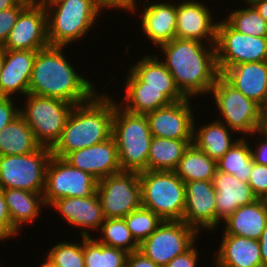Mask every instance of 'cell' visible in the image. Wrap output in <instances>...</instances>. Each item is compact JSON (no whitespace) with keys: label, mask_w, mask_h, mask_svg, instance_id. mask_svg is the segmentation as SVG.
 I'll list each match as a JSON object with an SVG mask.
<instances>
[{"label":"cell","mask_w":267,"mask_h":267,"mask_svg":"<svg viewBox=\"0 0 267 267\" xmlns=\"http://www.w3.org/2000/svg\"><path fill=\"white\" fill-rule=\"evenodd\" d=\"M162 60L186 98L209 95L220 75L215 44L174 38L161 44Z\"/></svg>","instance_id":"1"},{"label":"cell","mask_w":267,"mask_h":267,"mask_svg":"<svg viewBox=\"0 0 267 267\" xmlns=\"http://www.w3.org/2000/svg\"><path fill=\"white\" fill-rule=\"evenodd\" d=\"M67 47L48 46L37 51L30 77L29 94L64 100L79 105L91 100L99 91L89 77L67 61Z\"/></svg>","instance_id":"2"},{"label":"cell","mask_w":267,"mask_h":267,"mask_svg":"<svg viewBox=\"0 0 267 267\" xmlns=\"http://www.w3.org/2000/svg\"><path fill=\"white\" fill-rule=\"evenodd\" d=\"M98 92L86 103L71 110L61 137L51 149L52 155L64 158L68 153L102 143L112 137L114 98Z\"/></svg>","instance_id":"3"},{"label":"cell","mask_w":267,"mask_h":267,"mask_svg":"<svg viewBox=\"0 0 267 267\" xmlns=\"http://www.w3.org/2000/svg\"><path fill=\"white\" fill-rule=\"evenodd\" d=\"M121 171L148 170V153L152 134L146 115L125 111L114 100L113 132Z\"/></svg>","instance_id":"4"},{"label":"cell","mask_w":267,"mask_h":267,"mask_svg":"<svg viewBox=\"0 0 267 267\" xmlns=\"http://www.w3.org/2000/svg\"><path fill=\"white\" fill-rule=\"evenodd\" d=\"M100 13L95 0H62L47 8L49 46L66 47L81 41L94 28Z\"/></svg>","instance_id":"5"},{"label":"cell","mask_w":267,"mask_h":267,"mask_svg":"<svg viewBox=\"0 0 267 267\" xmlns=\"http://www.w3.org/2000/svg\"><path fill=\"white\" fill-rule=\"evenodd\" d=\"M142 206L163 221H182L185 183L174 171L146 170L139 173Z\"/></svg>","instance_id":"6"},{"label":"cell","mask_w":267,"mask_h":267,"mask_svg":"<svg viewBox=\"0 0 267 267\" xmlns=\"http://www.w3.org/2000/svg\"><path fill=\"white\" fill-rule=\"evenodd\" d=\"M216 104L221 118L218 121L227 125L242 138L261 130L262 107L244 96L232 86L221 74L216 79L209 93ZM215 100V101H214ZM222 119V120H221Z\"/></svg>","instance_id":"7"},{"label":"cell","mask_w":267,"mask_h":267,"mask_svg":"<svg viewBox=\"0 0 267 267\" xmlns=\"http://www.w3.org/2000/svg\"><path fill=\"white\" fill-rule=\"evenodd\" d=\"M26 98V99H25ZM20 115L40 146L52 149L61 137L74 105L56 98L27 94ZM25 106V107H24Z\"/></svg>","instance_id":"8"},{"label":"cell","mask_w":267,"mask_h":267,"mask_svg":"<svg viewBox=\"0 0 267 267\" xmlns=\"http://www.w3.org/2000/svg\"><path fill=\"white\" fill-rule=\"evenodd\" d=\"M51 156V149L43 146L24 155L0 156L1 188L43 193L46 168Z\"/></svg>","instance_id":"9"},{"label":"cell","mask_w":267,"mask_h":267,"mask_svg":"<svg viewBox=\"0 0 267 267\" xmlns=\"http://www.w3.org/2000/svg\"><path fill=\"white\" fill-rule=\"evenodd\" d=\"M215 49L220 74L236 64L267 61V37L245 35L224 19L218 21Z\"/></svg>","instance_id":"10"},{"label":"cell","mask_w":267,"mask_h":267,"mask_svg":"<svg viewBox=\"0 0 267 267\" xmlns=\"http://www.w3.org/2000/svg\"><path fill=\"white\" fill-rule=\"evenodd\" d=\"M97 185L94 176L52 155L46 168L43 200L49 207L60 198L90 197L97 192Z\"/></svg>","instance_id":"11"},{"label":"cell","mask_w":267,"mask_h":267,"mask_svg":"<svg viewBox=\"0 0 267 267\" xmlns=\"http://www.w3.org/2000/svg\"><path fill=\"white\" fill-rule=\"evenodd\" d=\"M198 237L199 233L185 222L165 220L139 245V251L159 267H165L200 240Z\"/></svg>","instance_id":"12"},{"label":"cell","mask_w":267,"mask_h":267,"mask_svg":"<svg viewBox=\"0 0 267 267\" xmlns=\"http://www.w3.org/2000/svg\"><path fill=\"white\" fill-rule=\"evenodd\" d=\"M97 194L105 218H124L142 206L139 173L121 171L102 178Z\"/></svg>","instance_id":"13"},{"label":"cell","mask_w":267,"mask_h":267,"mask_svg":"<svg viewBox=\"0 0 267 267\" xmlns=\"http://www.w3.org/2000/svg\"><path fill=\"white\" fill-rule=\"evenodd\" d=\"M191 101V98H186L147 113L146 116L152 136L166 139L193 140L195 106L191 104Z\"/></svg>","instance_id":"14"},{"label":"cell","mask_w":267,"mask_h":267,"mask_svg":"<svg viewBox=\"0 0 267 267\" xmlns=\"http://www.w3.org/2000/svg\"><path fill=\"white\" fill-rule=\"evenodd\" d=\"M48 46L46 10L28 4L19 13L16 23L2 48L4 50L39 51Z\"/></svg>","instance_id":"15"},{"label":"cell","mask_w":267,"mask_h":267,"mask_svg":"<svg viewBox=\"0 0 267 267\" xmlns=\"http://www.w3.org/2000/svg\"><path fill=\"white\" fill-rule=\"evenodd\" d=\"M204 1L181 0L176 3V38L216 43L218 21Z\"/></svg>","instance_id":"16"},{"label":"cell","mask_w":267,"mask_h":267,"mask_svg":"<svg viewBox=\"0 0 267 267\" xmlns=\"http://www.w3.org/2000/svg\"><path fill=\"white\" fill-rule=\"evenodd\" d=\"M216 191L212 181L185 183V210L182 221L201 231L216 229Z\"/></svg>","instance_id":"17"},{"label":"cell","mask_w":267,"mask_h":267,"mask_svg":"<svg viewBox=\"0 0 267 267\" xmlns=\"http://www.w3.org/2000/svg\"><path fill=\"white\" fill-rule=\"evenodd\" d=\"M71 166L94 176L98 181L102 178L121 172L115 138L74 150L64 158Z\"/></svg>","instance_id":"18"},{"label":"cell","mask_w":267,"mask_h":267,"mask_svg":"<svg viewBox=\"0 0 267 267\" xmlns=\"http://www.w3.org/2000/svg\"><path fill=\"white\" fill-rule=\"evenodd\" d=\"M56 209L69 226L80 229L81 237H92L93 230L99 231L104 222L101 202L97 192L90 197H66L55 200L49 208Z\"/></svg>","instance_id":"19"},{"label":"cell","mask_w":267,"mask_h":267,"mask_svg":"<svg viewBox=\"0 0 267 267\" xmlns=\"http://www.w3.org/2000/svg\"><path fill=\"white\" fill-rule=\"evenodd\" d=\"M37 51L4 50L0 75V97L26 96L29 94L30 77ZM20 94V95H19Z\"/></svg>","instance_id":"20"},{"label":"cell","mask_w":267,"mask_h":267,"mask_svg":"<svg viewBox=\"0 0 267 267\" xmlns=\"http://www.w3.org/2000/svg\"><path fill=\"white\" fill-rule=\"evenodd\" d=\"M212 182L216 191V230L240 206L258 200L248 182H243L232 174L217 170Z\"/></svg>","instance_id":"21"},{"label":"cell","mask_w":267,"mask_h":267,"mask_svg":"<svg viewBox=\"0 0 267 267\" xmlns=\"http://www.w3.org/2000/svg\"><path fill=\"white\" fill-rule=\"evenodd\" d=\"M150 3L149 0H146ZM142 3L141 30L155 48L176 38V2Z\"/></svg>","instance_id":"22"},{"label":"cell","mask_w":267,"mask_h":267,"mask_svg":"<svg viewBox=\"0 0 267 267\" xmlns=\"http://www.w3.org/2000/svg\"><path fill=\"white\" fill-rule=\"evenodd\" d=\"M221 75L244 96L263 107L267 100V61L236 64Z\"/></svg>","instance_id":"23"},{"label":"cell","mask_w":267,"mask_h":267,"mask_svg":"<svg viewBox=\"0 0 267 267\" xmlns=\"http://www.w3.org/2000/svg\"><path fill=\"white\" fill-rule=\"evenodd\" d=\"M214 254L216 267H264L258 240L237 235L222 234Z\"/></svg>","instance_id":"24"},{"label":"cell","mask_w":267,"mask_h":267,"mask_svg":"<svg viewBox=\"0 0 267 267\" xmlns=\"http://www.w3.org/2000/svg\"><path fill=\"white\" fill-rule=\"evenodd\" d=\"M122 83L125 84V95L119 106L127 112L146 115L172 103L164 94V89L144 87V83L130 69Z\"/></svg>","instance_id":"25"},{"label":"cell","mask_w":267,"mask_h":267,"mask_svg":"<svg viewBox=\"0 0 267 267\" xmlns=\"http://www.w3.org/2000/svg\"><path fill=\"white\" fill-rule=\"evenodd\" d=\"M148 54L141 56L137 63L130 65V69L143 83L144 87L164 89V94L172 101H182L186 97L178 89L174 78L162 61L163 57ZM160 58V59H159Z\"/></svg>","instance_id":"26"},{"label":"cell","mask_w":267,"mask_h":267,"mask_svg":"<svg viewBox=\"0 0 267 267\" xmlns=\"http://www.w3.org/2000/svg\"><path fill=\"white\" fill-rule=\"evenodd\" d=\"M267 220V207L262 199L240 206L222 224L223 233L259 240ZM225 224V225H224Z\"/></svg>","instance_id":"27"},{"label":"cell","mask_w":267,"mask_h":267,"mask_svg":"<svg viewBox=\"0 0 267 267\" xmlns=\"http://www.w3.org/2000/svg\"><path fill=\"white\" fill-rule=\"evenodd\" d=\"M193 123V144L216 162L231 148L240 138L232 139L234 131L218 120L198 126L196 118Z\"/></svg>","instance_id":"28"},{"label":"cell","mask_w":267,"mask_h":267,"mask_svg":"<svg viewBox=\"0 0 267 267\" xmlns=\"http://www.w3.org/2000/svg\"><path fill=\"white\" fill-rule=\"evenodd\" d=\"M2 193L6 200L12 225L19 233L22 232L20 230L26 224L28 226L34 223L40 217L41 207H46L43 193L20 189H2Z\"/></svg>","instance_id":"29"},{"label":"cell","mask_w":267,"mask_h":267,"mask_svg":"<svg viewBox=\"0 0 267 267\" xmlns=\"http://www.w3.org/2000/svg\"><path fill=\"white\" fill-rule=\"evenodd\" d=\"M39 147L33 130L21 115L0 131V156L24 155L36 151Z\"/></svg>","instance_id":"30"},{"label":"cell","mask_w":267,"mask_h":267,"mask_svg":"<svg viewBox=\"0 0 267 267\" xmlns=\"http://www.w3.org/2000/svg\"><path fill=\"white\" fill-rule=\"evenodd\" d=\"M193 140L152 137L148 153V170L174 171Z\"/></svg>","instance_id":"31"},{"label":"cell","mask_w":267,"mask_h":267,"mask_svg":"<svg viewBox=\"0 0 267 267\" xmlns=\"http://www.w3.org/2000/svg\"><path fill=\"white\" fill-rule=\"evenodd\" d=\"M217 162L208 157L193 143L185 150L174 172L184 182L213 181Z\"/></svg>","instance_id":"32"},{"label":"cell","mask_w":267,"mask_h":267,"mask_svg":"<svg viewBox=\"0 0 267 267\" xmlns=\"http://www.w3.org/2000/svg\"><path fill=\"white\" fill-rule=\"evenodd\" d=\"M248 138L250 137H240V140L217 161L218 171L232 174L237 179L248 182L253 170V159Z\"/></svg>","instance_id":"33"},{"label":"cell","mask_w":267,"mask_h":267,"mask_svg":"<svg viewBox=\"0 0 267 267\" xmlns=\"http://www.w3.org/2000/svg\"><path fill=\"white\" fill-rule=\"evenodd\" d=\"M128 253L84 237L85 267H125Z\"/></svg>","instance_id":"34"},{"label":"cell","mask_w":267,"mask_h":267,"mask_svg":"<svg viewBox=\"0 0 267 267\" xmlns=\"http://www.w3.org/2000/svg\"><path fill=\"white\" fill-rule=\"evenodd\" d=\"M99 231L101 236L96 240L103 245L121 249L127 253L139 250V244L131 235L124 218H105Z\"/></svg>","instance_id":"35"},{"label":"cell","mask_w":267,"mask_h":267,"mask_svg":"<svg viewBox=\"0 0 267 267\" xmlns=\"http://www.w3.org/2000/svg\"><path fill=\"white\" fill-rule=\"evenodd\" d=\"M233 9L223 18L234 30L245 35L267 37V21L252 4Z\"/></svg>","instance_id":"36"},{"label":"cell","mask_w":267,"mask_h":267,"mask_svg":"<svg viewBox=\"0 0 267 267\" xmlns=\"http://www.w3.org/2000/svg\"><path fill=\"white\" fill-rule=\"evenodd\" d=\"M72 242H56L51 246L45 260L49 267H85L84 260V237L81 241Z\"/></svg>","instance_id":"37"},{"label":"cell","mask_w":267,"mask_h":267,"mask_svg":"<svg viewBox=\"0 0 267 267\" xmlns=\"http://www.w3.org/2000/svg\"><path fill=\"white\" fill-rule=\"evenodd\" d=\"M124 220L139 245L163 222L157 214L143 206L129 213Z\"/></svg>","instance_id":"38"},{"label":"cell","mask_w":267,"mask_h":267,"mask_svg":"<svg viewBox=\"0 0 267 267\" xmlns=\"http://www.w3.org/2000/svg\"><path fill=\"white\" fill-rule=\"evenodd\" d=\"M27 5L28 4L19 1L14 7L0 11V47H2L7 41L19 13Z\"/></svg>","instance_id":"39"},{"label":"cell","mask_w":267,"mask_h":267,"mask_svg":"<svg viewBox=\"0 0 267 267\" xmlns=\"http://www.w3.org/2000/svg\"><path fill=\"white\" fill-rule=\"evenodd\" d=\"M248 184L258 199H263L267 194V165L253 162V170L250 173Z\"/></svg>","instance_id":"40"},{"label":"cell","mask_w":267,"mask_h":267,"mask_svg":"<svg viewBox=\"0 0 267 267\" xmlns=\"http://www.w3.org/2000/svg\"><path fill=\"white\" fill-rule=\"evenodd\" d=\"M14 99L0 97V131L20 115V107L15 105Z\"/></svg>","instance_id":"41"},{"label":"cell","mask_w":267,"mask_h":267,"mask_svg":"<svg viewBox=\"0 0 267 267\" xmlns=\"http://www.w3.org/2000/svg\"><path fill=\"white\" fill-rule=\"evenodd\" d=\"M0 233L6 238H15L19 232L13 227L5 197L0 192ZM14 236V237H13Z\"/></svg>","instance_id":"42"},{"label":"cell","mask_w":267,"mask_h":267,"mask_svg":"<svg viewBox=\"0 0 267 267\" xmlns=\"http://www.w3.org/2000/svg\"><path fill=\"white\" fill-rule=\"evenodd\" d=\"M142 0H95L98 8L100 11L103 12V10L105 11L106 9L108 10H123V11H127L130 14L132 13H137L139 10L137 4L138 2H140Z\"/></svg>","instance_id":"43"},{"label":"cell","mask_w":267,"mask_h":267,"mask_svg":"<svg viewBox=\"0 0 267 267\" xmlns=\"http://www.w3.org/2000/svg\"><path fill=\"white\" fill-rule=\"evenodd\" d=\"M196 241L186 252L177 255L173 258L165 267H198L199 263V251ZM197 245V247H196Z\"/></svg>","instance_id":"44"},{"label":"cell","mask_w":267,"mask_h":267,"mask_svg":"<svg viewBox=\"0 0 267 267\" xmlns=\"http://www.w3.org/2000/svg\"><path fill=\"white\" fill-rule=\"evenodd\" d=\"M254 135L255 137L257 135L256 139H258V142L255 143L256 146L250 144L253 162L262 165H267V135L262 130L254 132L250 135V137L253 138Z\"/></svg>","instance_id":"45"},{"label":"cell","mask_w":267,"mask_h":267,"mask_svg":"<svg viewBox=\"0 0 267 267\" xmlns=\"http://www.w3.org/2000/svg\"><path fill=\"white\" fill-rule=\"evenodd\" d=\"M125 267H159L152 260L147 258L141 251L137 250L128 253Z\"/></svg>","instance_id":"46"},{"label":"cell","mask_w":267,"mask_h":267,"mask_svg":"<svg viewBox=\"0 0 267 267\" xmlns=\"http://www.w3.org/2000/svg\"><path fill=\"white\" fill-rule=\"evenodd\" d=\"M260 245V253L262 257V263L264 267H267V220L265 223V228L263 230L262 236L258 240Z\"/></svg>","instance_id":"47"},{"label":"cell","mask_w":267,"mask_h":267,"mask_svg":"<svg viewBox=\"0 0 267 267\" xmlns=\"http://www.w3.org/2000/svg\"><path fill=\"white\" fill-rule=\"evenodd\" d=\"M259 14L267 21V0H258L252 3Z\"/></svg>","instance_id":"48"},{"label":"cell","mask_w":267,"mask_h":267,"mask_svg":"<svg viewBox=\"0 0 267 267\" xmlns=\"http://www.w3.org/2000/svg\"><path fill=\"white\" fill-rule=\"evenodd\" d=\"M60 1H62V0H34L32 5L46 10L47 8L51 7L52 5H54Z\"/></svg>","instance_id":"49"},{"label":"cell","mask_w":267,"mask_h":267,"mask_svg":"<svg viewBox=\"0 0 267 267\" xmlns=\"http://www.w3.org/2000/svg\"><path fill=\"white\" fill-rule=\"evenodd\" d=\"M19 0H0V11L14 7Z\"/></svg>","instance_id":"50"},{"label":"cell","mask_w":267,"mask_h":267,"mask_svg":"<svg viewBox=\"0 0 267 267\" xmlns=\"http://www.w3.org/2000/svg\"><path fill=\"white\" fill-rule=\"evenodd\" d=\"M263 116H262V126H261V130L263 132H267V112H262Z\"/></svg>","instance_id":"51"},{"label":"cell","mask_w":267,"mask_h":267,"mask_svg":"<svg viewBox=\"0 0 267 267\" xmlns=\"http://www.w3.org/2000/svg\"><path fill=\"white\" fill-rule=\"evenodd\" d=\"M3 62H4V49L0 47V75L3 67Z\"/></svg>","instance_id":"52"},{"label":"cell","mask_w":267,"mask_h":267,"mask_svg":"<svg viewBox=\"0 0 267 267\" xmlns=\"http://www.w3.org/2000/svg\"><path fill=\"white\" fill-rule=\"evenodd\" d=\"M255 1H258V0H243L244 4H252Z\"/></svg>","instance_id":"53"},{"label":"cell","mask_w":267,"mask_h":267,"mask_svg":"<svg viewBox=\"0 0 267 267\" xmlns=\"http://www.w3.org/2000/svg\"><path fill=\"white\" fill-rule=\"evenodd\" d=\"M21 2H24L26 4H33L34 0H19Z\"/></svg>","instance_id":"54"},{"label":"cell","mask_w":267,"mask_h":267,"mask_svg":"<svg viewBox=\"0 0 267 267\" xmlns=\"http://www.w3.org/2000/svg\"><path fill=\"white\" fill-rule=\"evenodd\" d=\"M262 112H267V100L262 107Z\"/></svg>","instance_id":"55"},{"label":"cell","mask_w":267,"mask_h":267,"mask_svg":"<svg viewBox=\"0 0 267 267\" xmlns=\"http://www.w3.org/2000/svg\"><path fill=\"white\" fill-rule=\"evenodd\" d=\"M262 200H263L265 206L267 207V194L263 197Z\"/></svg>","instance_id":"56"},{"label":"cell","mask_w":267,"mask_h":267,"mask_svg":"<svg viewBox=\"0 0 267 267\" xmlns=\"http://www.w3.org/2000/svg\"><path fill=\"white\" fill-rule=\"evenodd\" d=\"M5 240H6V238L0 233V241L3 242Z\"/></svg>","instance_id":"57"},{"label":"cell","mask_w":267,"mask_h":267,"mask_svg":"<svg viewBox=\"0 0 267 267\" xmlns=\"http://www.w3.org/2000/svg\"><path fill=\"white\" fill-rule=\"evenodd\" d=\"M40 267H49L44 261L42 262V265Z\"/></svg>","instance_id":"58"}]
</instances>
